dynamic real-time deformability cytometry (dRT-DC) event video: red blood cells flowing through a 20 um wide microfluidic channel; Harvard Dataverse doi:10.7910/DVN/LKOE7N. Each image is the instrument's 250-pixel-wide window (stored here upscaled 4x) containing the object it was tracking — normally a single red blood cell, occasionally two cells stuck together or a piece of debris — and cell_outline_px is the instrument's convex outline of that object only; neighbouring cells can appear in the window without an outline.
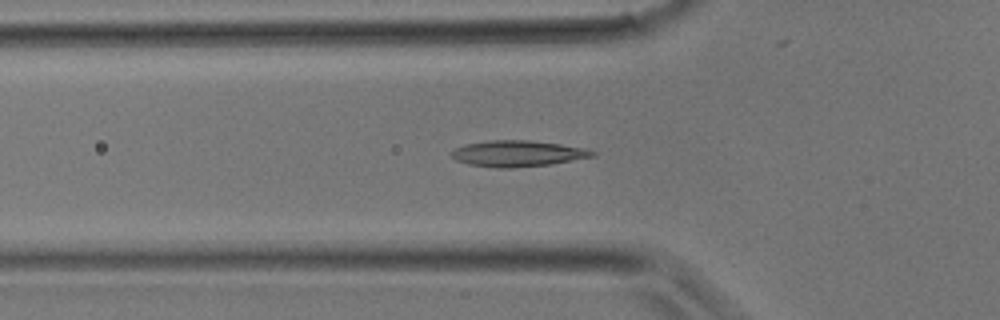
{"species": "common noctule bat (a hibernating species)", "species_latin": "Nyctalus noctula", "temperature_condition": "room temperature", "stored_images_in_passage": 28, "camera_frame_rate_fps": 3000, "um_per_image_px": 0.085, "animal": {"sex": "male", "body_mass_g": 17.9}, "frame": {"image": 1, "passage_image": 5, "time_ms": 1.333, "image_size_px": [1000, 320], "cell_outline_px": [[596, 156], [552, 164], [512, 168], [496, 168], [468, 164], [456, 160], [452, 156], [452, 152], [456, 148], [464, 144], [488, 140], [528, 140], [560, 144], [588, 148], [596, 152]], "centroid_in_image_um": [44.04, 13.05], "position_along_channel_um": 81.8, "area_um2": 21.56}}
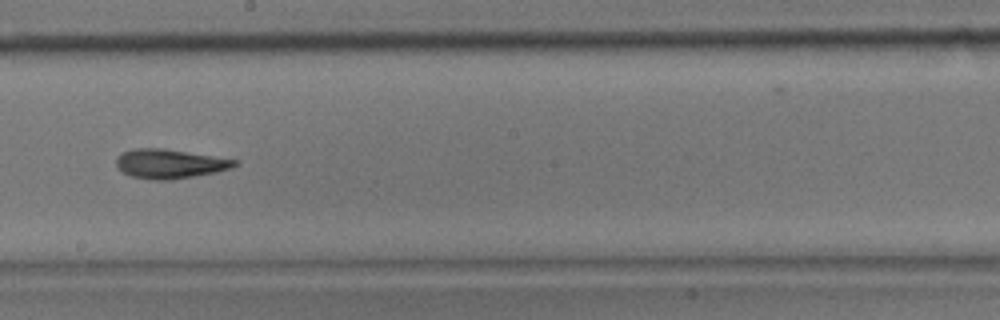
{"frame": {"image": 2, "passage_image": 13, "time_ms": 4.0, "image_size_px": [1000, 320], "cell_outline_px": [[240, 164], [232, 168], [216, 172], [172, 180], [152, 180], [132, 176], [124, 172], [116, 164], [116, 156], [132, 148], [164, 148], [240, 160]], "centroid_in_image_um": [14.48, 13.91], "position_along_channel_um": 233.7, "area_um2": 20.35}}
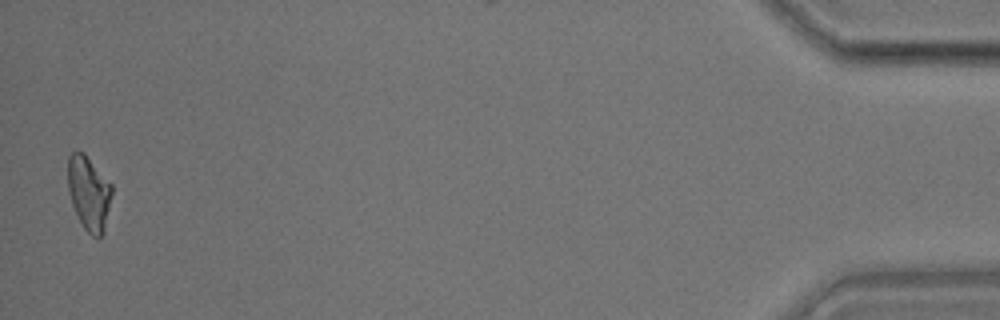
{"frame": {"image": 3, "passage_image": 28, "time_ms": 9.0, "image_size_px": [1000, 320], "cell_outline_px": [[112, 192], [104, 232], [100, 236], [92, 236], [84, 228], [72, 204], [68, 192], [68, 156], [76, 148], [84, 152], [112, 184]], "centroid_in_image_um": [7.55, 16.35], "position_along_channel_um": 427.7, "area_um2": 19.07}}